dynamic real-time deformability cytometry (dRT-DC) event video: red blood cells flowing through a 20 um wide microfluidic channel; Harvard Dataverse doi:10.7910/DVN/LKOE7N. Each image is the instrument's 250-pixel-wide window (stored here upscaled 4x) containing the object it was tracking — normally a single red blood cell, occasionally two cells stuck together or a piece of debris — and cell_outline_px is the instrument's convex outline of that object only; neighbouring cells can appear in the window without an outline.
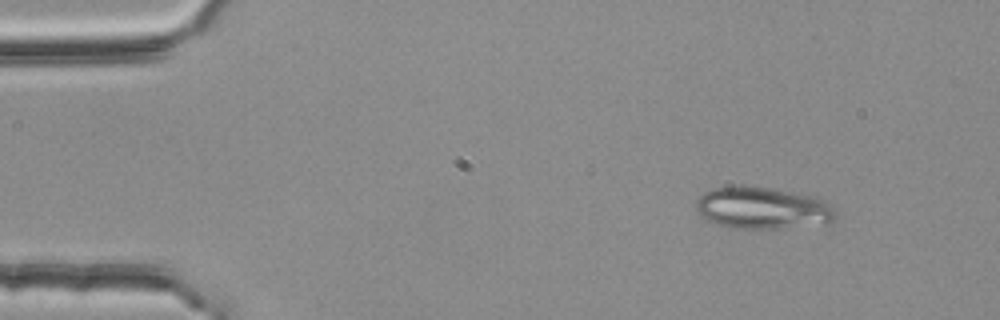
{"species": "common noctule bat (a hibernating species)", "species_latin": "Nyctalus noctula", "temperature_condition": "room temperature", "stored_images_in_passage": 53, "camera_frame_rate_fps": 3000, "um_per_image_px": 0.085, "animal": {"sex": "female", "body_mass_g": 25.1}, "frame": {"image": 1, "passage_image": 6, "time_ms": 1.667, "image_size_px": [1000, 320], "cell_outline_px": [[836, 220], [828, 224], [784, 228], [740, 228], [720, 224], [708, 220], [700, 216], [696, 208], [696, 200], [704, 192], [712, 188], [740, 184], [768, 188], [792, 192], [808, 196], [820, 200], [828, 204], [836, 212]], "centroid_in_image_um": [64.79, 17.68], "position_along_channel_um": 20.2, "area_um2": 33.99}}
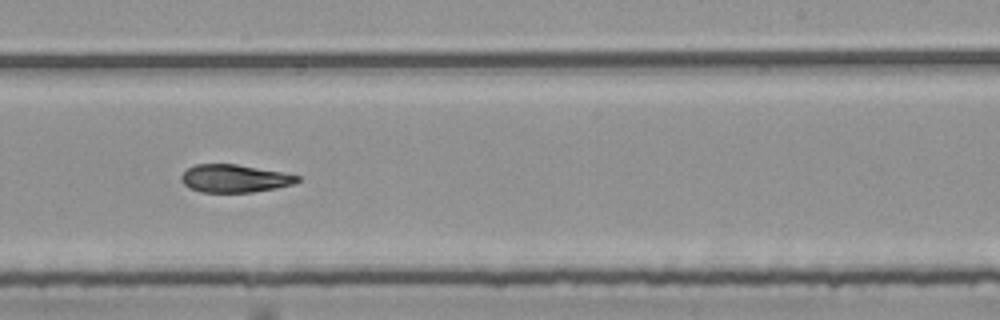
{"frame": {"image": 2, "passage_image": 33, "time_ms": 10.667, "image_size_px": [1000, 320], "cell_outline_px": [[300, 180], [292, 184], [276, 188], [252, 192], [200, 192], [188, 188], [180, 180], [180, 176], [188, 168], [196, 164], [236, 164], [284, 172], [300, 176]], "centroid_in_image_um": [19.92, 15.17], "position_along_channel_um": 269.1, "area_um2": 18.9}}
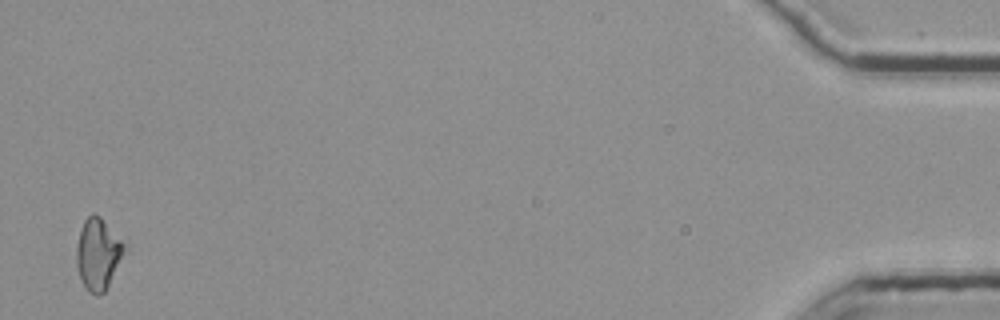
{"frame": {"image": 3, "passage_image": 53, "time_ms": 17.333, "image_size_px": [1000, 320], "cell_outline_px": [[128, 248], [108, 288], [100, 296], [96, 296], [88, 292], [80, 276], [76, 264], [76, 248], [80, 228], [84, 220], [92, 212], [100, 216]], "centroid_in_image_um": [8.35, 21.61], "position_along_channel_um": 426.9, "area_um2": 20.23}, "authors_computed_cell_mechanics": {"area_um2": 19.941, "velocity_mm_per_s": 3.7739, "shape_relaxation_time_tau1_ms": 5.5789, "shape_relaxation_time_tau2_ms": 5.5485, "deformation_change_tau1": 0.1719, "deformation_change_tau2": 0.128}}